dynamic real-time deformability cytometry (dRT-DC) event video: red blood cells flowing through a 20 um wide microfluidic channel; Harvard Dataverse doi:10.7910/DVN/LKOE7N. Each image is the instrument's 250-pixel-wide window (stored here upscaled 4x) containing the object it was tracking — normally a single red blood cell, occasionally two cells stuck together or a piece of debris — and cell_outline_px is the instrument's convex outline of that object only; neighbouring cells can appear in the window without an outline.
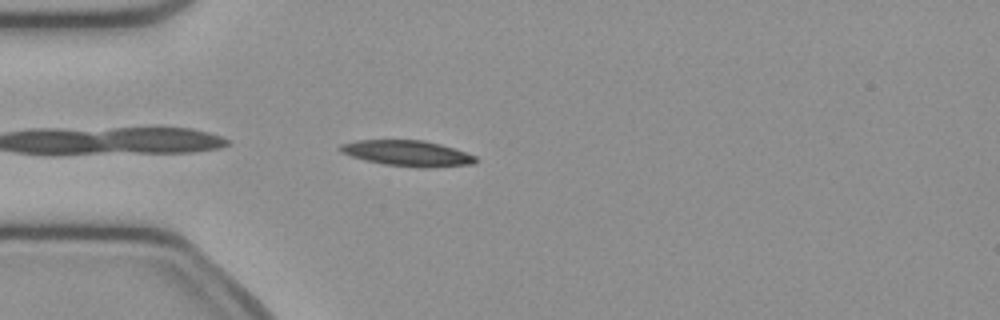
{"species": "common noctule bat (a hibernating species)", "species_latin": "Nyctalus noctula", "temperature_condition": "cold", "stored_images_in_passage": 40, "camera_frame_rate_fps": 3000, "um_per_image_px": 0.085, "animal": {"sex": "female", "body_mass_g": 21.9}, "frame": {"image": 1, "passage_image": 2, "time_ms": 0.333, "image_size_px": [1000, 320], "cell_outline_px": [[476, 164], [432, 168], [416, 168], [384, 164], [364, 160], [340, 152], [336, 148], [340, 144], [360, 140], [424, 140], [440, 144], [476, 156]], "centroid_in_image_um": [34.62, 13.04], "position_along_channel_um": 50.4, "area_um2": 20.46}}
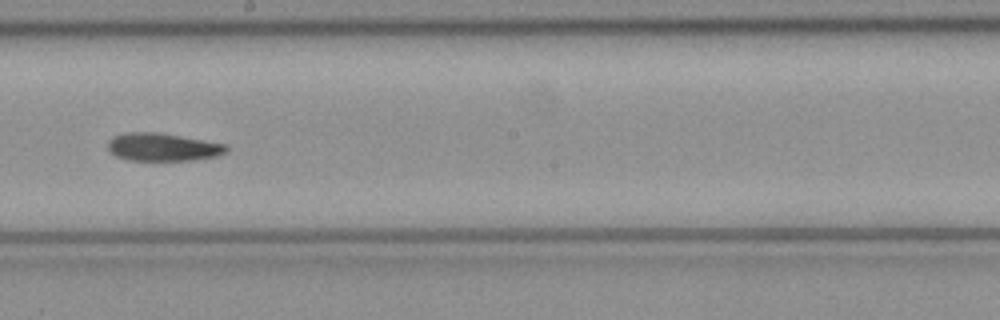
{"frame": {"image": 2, "passage_image": 17, "time_ms": 5.333, "image_size_px": [1000, 320], "cell_outline_px": [[228, 148], [224, 152], [216, 156], [192, 160], [128, 160], [116, 156], [108, 148], [108, 140], [112, 136], [128, 132], [156, 132], [224, 144]], "centroid_in_image_um": [13.77, 12.5], "position_along_channel_um": 234.4, "area_um2": 18.9}}
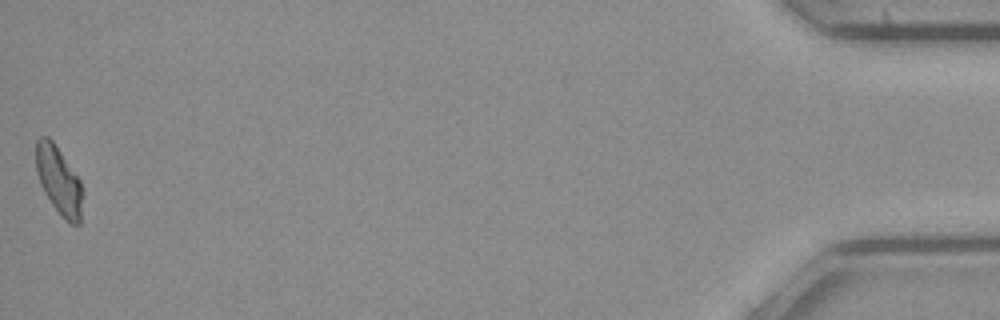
{"frame": {"image": 3, "passage_image": 40, "time_ms": 13.0, "image_size_px": [1000, 320], "cell_outline_px": [[80, 224], [68, 224], [52, 204], [44, 192], [40, 184], [36, 172], [36, 140], [40, 136], [48, 136], [52, 140], [80, 180]], "centroid_in_image_um": [4.95, 15.31], "position_along_channel_um": 430.3, "area_um2": 17.98}, "authors_computed_cell_mechanics": {"area_um2": 19.4208, "velocity_mm_per_s": 3.8896, "shape_relaxation_time_tau1_ms": 5.097, "shape_relaxation_time_tau2_ms": null, "deformation_change_tau1": 0.1424, "deformation_change_tau2": null}}